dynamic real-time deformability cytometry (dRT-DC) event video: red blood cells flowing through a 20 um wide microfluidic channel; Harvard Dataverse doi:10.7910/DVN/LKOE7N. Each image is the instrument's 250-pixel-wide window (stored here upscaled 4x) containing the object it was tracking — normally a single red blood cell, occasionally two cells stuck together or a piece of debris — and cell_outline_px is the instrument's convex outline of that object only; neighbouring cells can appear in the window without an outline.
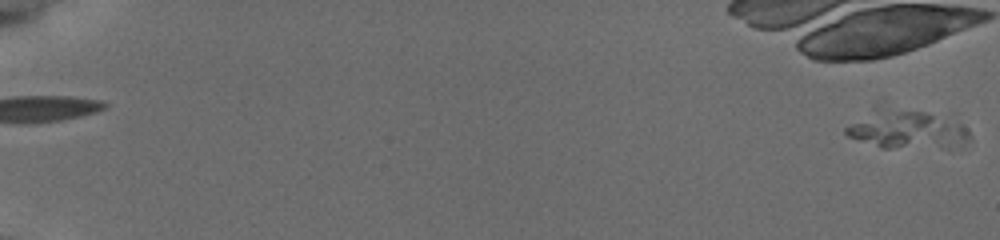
{"species": "common noctule bat (a hibernating species)", "species_latin": "Nyctalus noctula", "temperature_condition": "cold", "stored_images_in_passage": 33, "camera_frame_rate_fps": 3000, "um_per_image_px": 0.085, "animal": {"sex": "female", "body_mass_g": 19.5, "forearm_length_mm": 54.1}, "frame": {"image": 1, "passage_image": 1, "time_ms": 0.0, "image_size_px": [1000, 240], "cell_outline_px": [[972, 140], [944, 148], [880, 148], [848, 136], [844, 132], [844, 128], [852, 124], [864, 120], [896, 112], [948, 112], [968, 128], [972, 136]], "centroid_in_image_um": [77.42, 11.11], "position_along_channel_um": 7.6, "area_um2": 26.36}}